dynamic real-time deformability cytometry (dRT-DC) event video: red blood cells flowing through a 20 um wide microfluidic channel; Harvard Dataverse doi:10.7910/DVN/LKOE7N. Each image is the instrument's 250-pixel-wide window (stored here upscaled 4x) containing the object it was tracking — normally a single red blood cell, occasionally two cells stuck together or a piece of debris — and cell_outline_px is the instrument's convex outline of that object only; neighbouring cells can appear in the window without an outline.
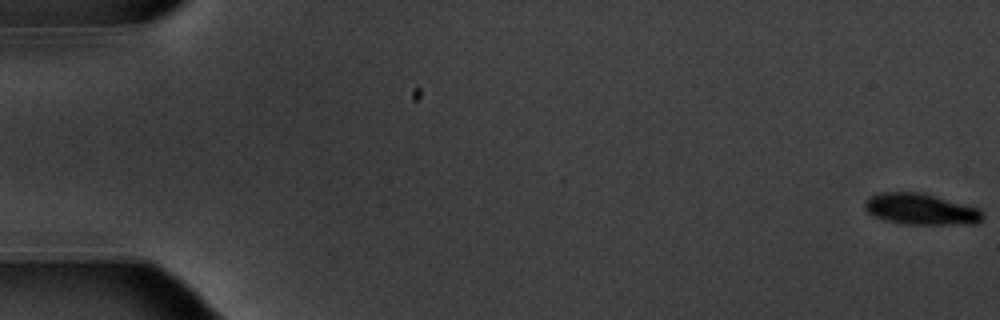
{"species": "common noctule bat (a hibernating species)", "species_latin": "Nyctalus noctula", "temperature_condition": "warm", "stored_images_in_passage": 55, "camera_frame_rate_fps": 3000, "um_per_image_px": 0.085, "animal": {"sex": "male", "body_mass_g": 20.1, "forearm_length_mm": 53.5}, "frame": {"image": 1, "passage_image": 1, "time_ms": 0.0, "image_size_px": [1000, 320], "cell_outline_px": [[984, 216], [976, 224], [904, 224], [884, 220], [868, 212], [864, 208], [864, 200], [868, 196], [880, 192], [924, 192], [980, 208], [984, 212]], "centroid_in_image_um": [78.28, 17.76], "position_along_channel_um": 6.7, "area_um2": 21.79}}
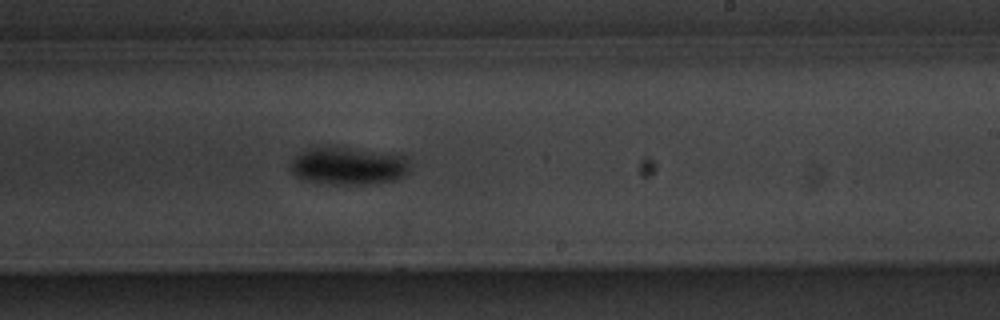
{"frame": {"image": 2, "passage_image": 34, "time_ms": 11.0, "image_size_px": [1000, 320], "cell_outline_px": [[408, 172], [404, 176], [396, 180], [364, 184], [328, 184], [308, 180], [292, 172], [292, 160], [296, 156], [320, 144], [336, 144], [400, 152], [408, 160]], "centroid_in_image_um": [29.71, 14.02], "position_along_channel_um": 259.3, "area_um2": 27.22}}
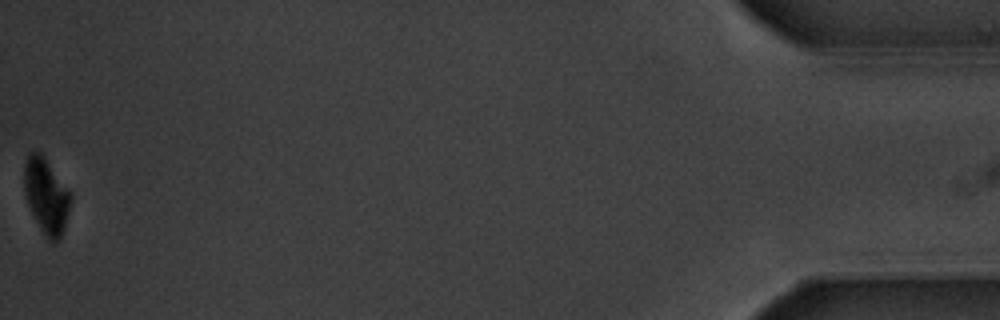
{"frame": {"image": 3, "passage_image": 55, "time_ms": 18.0, "image_size_px": [1000, 320], "cell_outline_px": [[72, 200], [64, 228], [60, 240], [52, 244], [44, 236], [28, 204], [24, 192], [24, 164], [28, 156], [32, 152], [40, 152], [44, 156], [72, 192]], "centroid_in_image_um": [3.96, 16.67], "position_along_channel_um": 431.2, "area_um2": 20.63}, "authors_computed_cell_mechanics": {"area_um2": 23.987, "velocity_mm_per_s": 3.7706, "shape_relaxation_time_tau1_ms": 1.8729, "shape_relaxation_time_tau2_ms": null, "deformation_change_tau1": 0.1331, "deformation_change_tau2": null}}